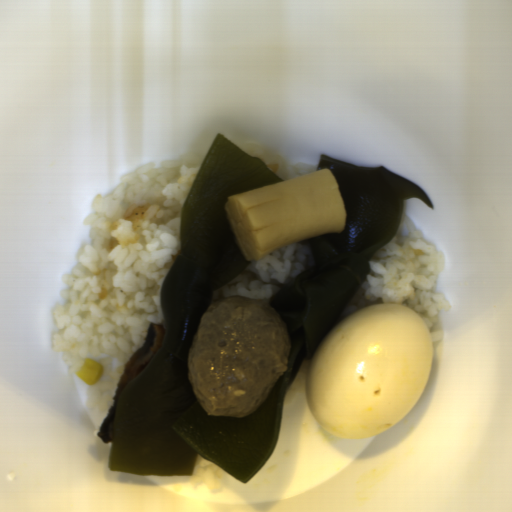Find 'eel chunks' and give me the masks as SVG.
<instances>
[{
    "instance_id": "4dd315ae",
    "label": "eel chunks",
    "mask_w": 512,
    "mask_h": 512,
    "mask_svg": "<svg viewBox=\"0 0 512 512\" xmlns=\"http://www.w3.org/2000/svg\"><path fill=\"white\" fill-rule=\"evenodd\" d=\"M166 332L162 324H150L141 346L125 366L120 381L115 389L112 403L107 410V416L96 433V436L99 437L104 444L113 441L117 407L124 390L162 349Z\"/></svg>"
}]
</instances>
